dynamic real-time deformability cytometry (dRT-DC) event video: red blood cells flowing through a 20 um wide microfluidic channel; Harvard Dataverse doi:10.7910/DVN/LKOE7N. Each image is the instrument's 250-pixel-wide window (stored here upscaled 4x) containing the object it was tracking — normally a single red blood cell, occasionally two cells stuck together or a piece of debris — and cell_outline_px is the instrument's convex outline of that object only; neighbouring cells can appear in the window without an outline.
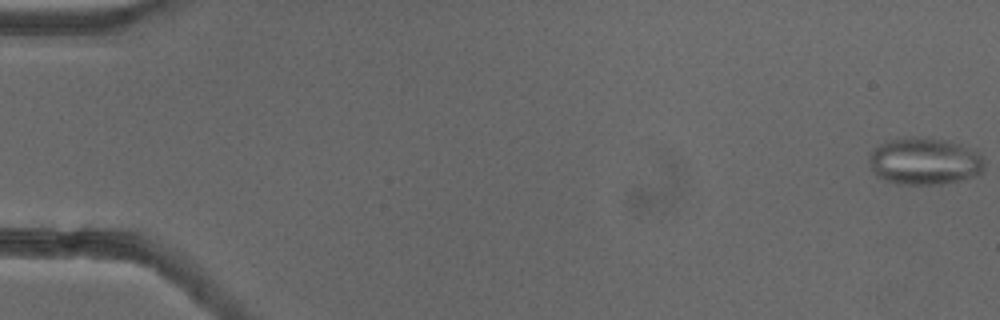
{"species": "common noctule bat (a hibernating species)", "species_latin": "Nyctalus noctula", "temperature_condition": "cold", "stored_images_in_passage": 53, "camera_frame_rate_fps": 3000, "um_per_image_px": 0.085, "animal": {"sex": "female"}, "frame": {"image": 1, "passage_image": 1, "time_ms": 0.0, "image_size_px": [1000, 320], "cell_outline_px": [[984, 172], [976, 176], [964, 180], [944, 184], [896, 184], [876, 176], [872, 172], [868, 160], [868, 156], [880, 144], [892, 140], [908, 136], [912, 136], [948, 140], [960, 144], [976, 152], [984, 160]], "centroid_in_image_um": [78.59, 13.72], "position_along_channel_um": 6.4, "area_um2": 31.91}}
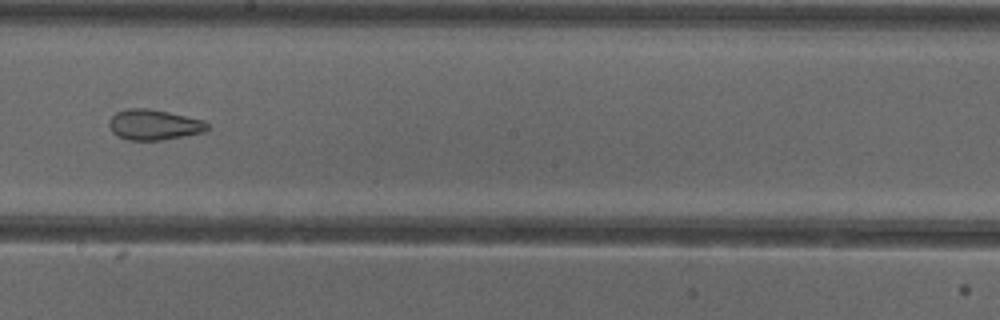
{"frame": {"image": 2, "passage_image": 31, "time_ms": 10.0, "image_size_px": [1000, 320], "cell_outline_px": [[208, 128], [204, 132], [160, 140], [128, 140], [112, 132], [108, 124], [108, 120], [116, 112], [128, 108], [148, 108], [168, 112], [204, 120], [208, 124]], "centroid_in_image_um": [13.06, 10.59], "position_along_channel_um": 235.1, "area_um2": 17.34}}
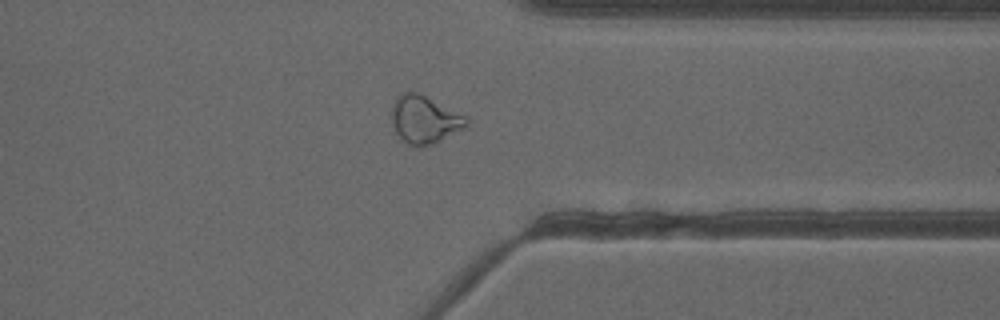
{"frame": {"image": 3, "passage_image": 42, "time_ms": 13.667, "image_size_px": [1000, 320], "cell_outline_px": [[468, 124], [464, 128], [432, 144], [420, 148], [408, 144], [396, 132], [392, 124], [392, 104], [396, 96], [400, 92], [408, 88], [420, 92], [468, 116]], "centroid_in_image_um": [36.07, 10.09], "position_along_channel_um": 375.3, "area_um2": 21.39}, "authors_computed_cell_mechanics": {"area_um2": 22.4842, "velocity_mm_per_s": 3.8985, "shape_relaxation_time_tau1_ms": null, "shape_relaxation_time_tau2_ms": 1.5704, "deformation_change_tau1": null, "deformation_change_tau2": 0.0791}}